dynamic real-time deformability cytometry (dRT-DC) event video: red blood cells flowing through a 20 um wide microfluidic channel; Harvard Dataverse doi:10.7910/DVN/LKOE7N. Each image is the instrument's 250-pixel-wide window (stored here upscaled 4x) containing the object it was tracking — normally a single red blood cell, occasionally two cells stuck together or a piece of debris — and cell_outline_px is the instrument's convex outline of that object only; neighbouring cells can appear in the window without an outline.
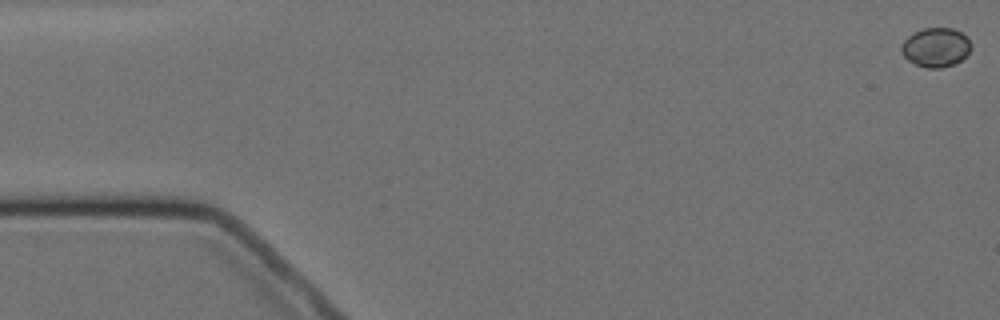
{"species": "Egyptian fruit bat (a non-hibernating species)", "species_latin": "Rousettus aegyptiacus", "temperature_condition": "cold", "stored_images_in_passage": 6, "camera_frame_rate_fps": 3000, "um_per_image_px": 0.085, "animal": {"sex": "female"}, "frame": {"image": 1, "passage_image": 1, "time_ms": 0.0, "image_size_px": [1000, 320], "cell_outline_px": [[972, 48], [960, 60], [952, 64], [940, 68], [928, 68], [916, 64], [908, 60], [900, 52], [900, 48], [904, 40], [912, 32], [924, 28], [952, 28], [968, 36], [972, 44]], "centroid_in_image_um": [79.54, 4.0], "position_along_channel_um": 5.5, "area_um2": 15.95}}
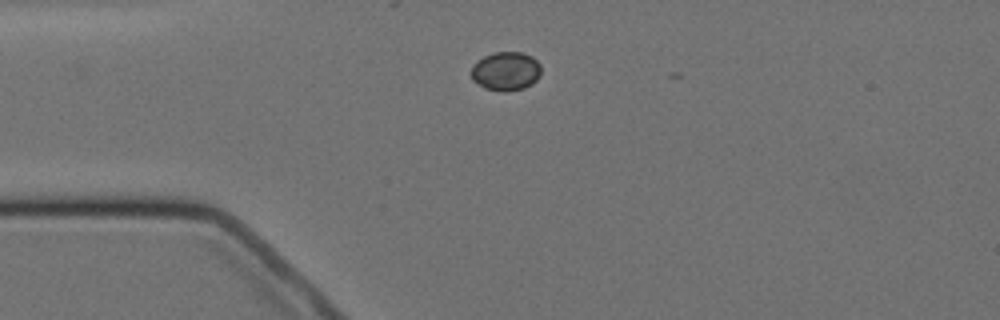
{"frame": {"image": 2, "passage_image": 4, "time_ms": 4.333, "image_size_px": [1000, 320], "cell_outline_px": [[540, 76], [532, 84], [524, 88], [484, 88], [472, 80], [472, 68], [484, 56], [496, 52], [524, 52], [532, 56], [540, 64]], "centroid_in_image_um": [43.04, 6.0], "position_along_channel_um": 42.0, "area_um2": 15.14}}